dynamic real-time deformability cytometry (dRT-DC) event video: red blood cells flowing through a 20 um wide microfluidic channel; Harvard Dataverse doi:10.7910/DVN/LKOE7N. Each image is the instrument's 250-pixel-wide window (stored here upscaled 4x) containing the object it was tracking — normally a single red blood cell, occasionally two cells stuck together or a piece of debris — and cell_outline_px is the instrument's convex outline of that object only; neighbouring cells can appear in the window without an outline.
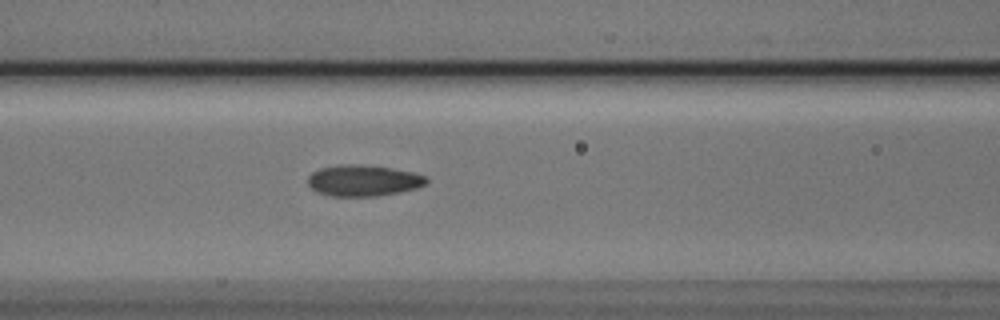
{"species": "Egyptian fruit bat (a non-hibernating species)", "species_latin": "Rousettus aegyptiacus", "temperature_condition": "cold", "stored_images_in_passage": 5, "camera_frame_rate_fps": 3000, "um_per_image_px": 0.085, "animal": {"sex": "male"}, "frame": {"image": 1, "passage_image": 5, "time_ms": 1.333, "image_size_px": [1000, 320], "cell_outline_px": [[428, 184], [416, 188], [400, 192], [376, 196], [332, 196], [316, 192], [308, 184], [308, 176], [312, 172], [320, 168], [340, 164], [360, 164], [392, 168], [412, 172], [428, 176]], "centroid_in_image_um": [30.9, 15.34], "position_along_channel_um": 135.7, "area_um2": 21.73}}